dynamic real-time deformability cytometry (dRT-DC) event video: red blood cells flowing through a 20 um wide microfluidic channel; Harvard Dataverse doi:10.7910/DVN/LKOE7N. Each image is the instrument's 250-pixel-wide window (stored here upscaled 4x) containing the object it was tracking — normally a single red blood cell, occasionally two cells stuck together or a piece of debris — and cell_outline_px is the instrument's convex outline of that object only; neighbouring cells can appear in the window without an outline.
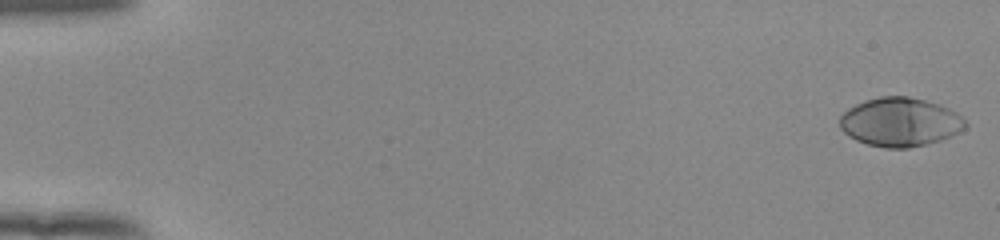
{"species": "human", "species_latin": "Homo sapiens", "temperature_condition": "room temperature", "stored_images_in_passage": 54, "camera_frame_rate_fps": 3000, "um_per_image_px": 0.085, "donor": {"sex": "female"}, "frame": {"image": 1, "passage_image": 1, "time_ms": 0.0, "image_size_px": [1000, 240], "cell_outline_px": [[968, 124], [964, 128], [940, 140], [908, 148], [884, 148], [868, 144], [856, 140], [848, 136], [840, 128], [840, 116], [848, 108], [864, 100], [880, 96], [908, 96], [940, 104], [956, 112]], "centroid_in_image_um": [76.47, 10.36], "position_along_channel_um": 8.5, "area_um2": 35.55}}
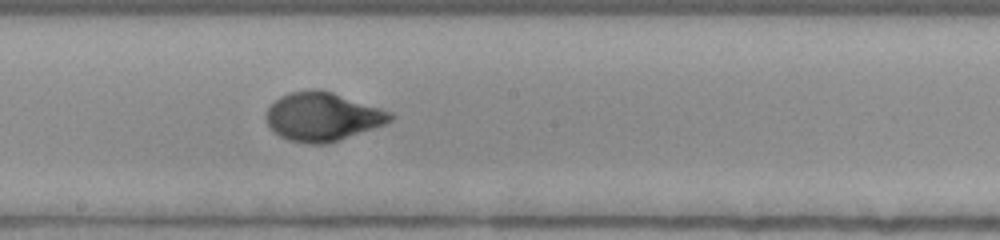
{"frame": {"image": 2, "passage_image": 31, "time_ms": 10.0, "image_size_px": [1000, 240], "cell_outline_px": [[396, 116], [392, 120], [384, 124], [328, 144], [308, 144], [288, 140], [280, 136], [268, 128], [264, 116], [268, 108], [280, 96], [288, 92], [312, 88], [316, 88], [332, 92], [392, 112]], "centroid_in_image_um": [27.37, 9.91], "position_along_channel_um": 220.8, "area_um2": 35.37}}
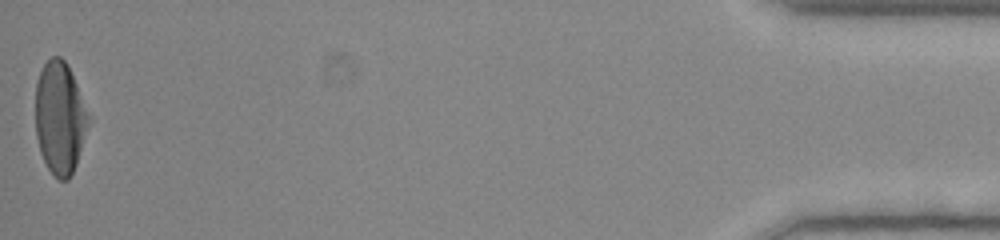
{"frame": {"image": 3, "passage_image": 54, "time_ms": 17.667, "image_size_px": [1000, 240], "cell_outline_px": [[88, 124], [76, 164], [68, 180], [60, 180], [48, 168], [40, 152], [36, 136], [36, 84], [40, 72], [44, 64], [52, 56], [60, 56], [68, 64], [76, 84], [88, 116]], "centroid_in_image_um": [5.06, 10.0], "position_along_channel_um": 430.1, "area_um2": 33.99}, "authors_computed_cell_mechanics": {"area_um2": 34.4777, "velocity_mm_per_s": 3.8769, "shape_relaxation_time_tau1_ms": 3.8511, "shape_relaxation_time_tau2_ms": null, "deformation_change_tau1": 0.2161, "deformation_change_tau2": null}}